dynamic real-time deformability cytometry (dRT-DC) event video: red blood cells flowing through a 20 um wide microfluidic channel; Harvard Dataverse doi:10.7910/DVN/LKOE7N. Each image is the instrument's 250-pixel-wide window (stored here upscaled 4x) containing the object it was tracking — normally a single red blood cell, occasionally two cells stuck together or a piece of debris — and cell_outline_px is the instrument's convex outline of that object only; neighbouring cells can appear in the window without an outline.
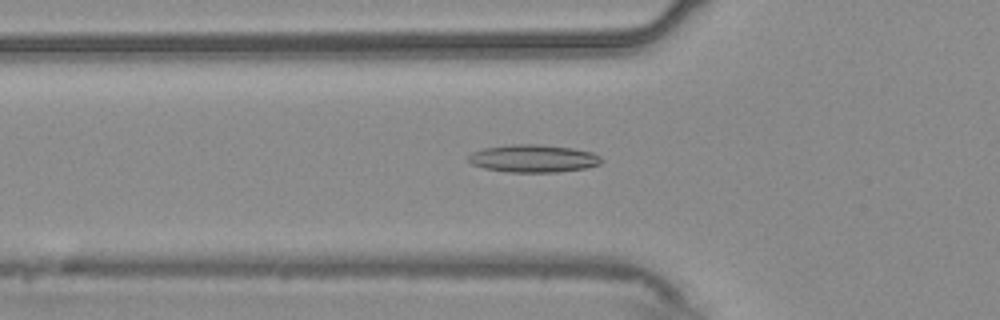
{"species": "common noctule bat (a hibernating species)", "species_latin": "Nyctalus noctula", "temperature_condition": "warm", "stored_images_in_passage": 54, "camera_frame_rate_fps": 3000, "um_per_image_px": 0.085, "animal": {"sex": "male", "body_mass_g": 20.4}, "frame": {"image": 1, "passage_image": 18, "time_ms": 5.667, "image_size_px": [1000, 320], "cell_outline_px": [[604, 160], [600, 164], [584, 168], [560, 172], [508, 172], [484, 168], [472, 164], [468, 160], [468, 156], [472, 152], [484, 148], [512, 144], [536, 144], [572, 148], [592, 152], [600, 156]], "centroid_in_image_um": [45.34, 13.47], "position_along_channel_um": 80.5, "area_um2": 21.44}}
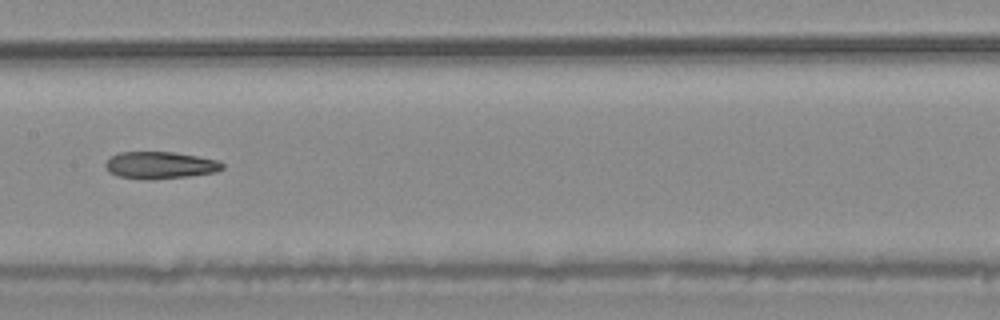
{"frame": {"image": 2, "passage_image": 27, "time_ms": 8.667, "image_size_px": [1000, 320], "cell_outline_px": [[224, 168], [216, 172], [188, 176], [152, 180], [148, 180], [120, 176], [108, 172], [104, 164], [112, 156], [120, 152], [172, 152], [220, 160], [224, 164]], "centroid_in_image_um": [13.63, 14.04], "position_along_channel_um": 193.8, "area_um2": 18.44}}
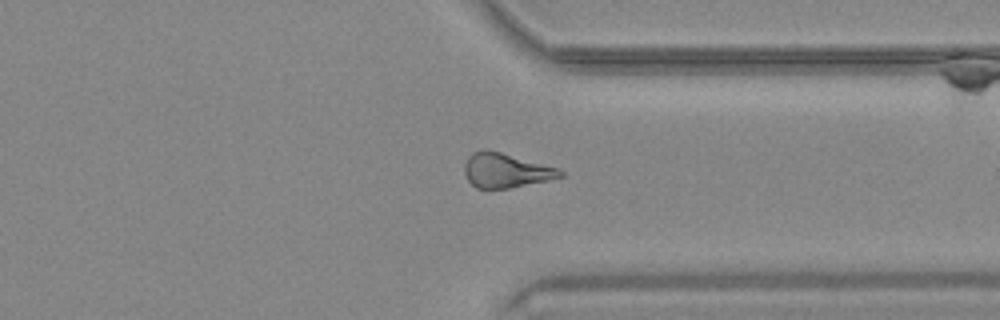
{"frame": {"image": 3, "passage_image": 41, "time_ms": 13.333, "image_size_px": [1000, 320], "cell_outline_px": [[564, 176], [548, 180], [508, 188], [476, 188], [468, 180], [464, 172], [464, 164], [468, 156], [472, 152], [484, 148], [500, 152], [560, 168], [564, 172]], "centroid_in_image_um": [42.99, 14.47], "position_along_channel_um": 368.4, "area_um2": 19.25}}